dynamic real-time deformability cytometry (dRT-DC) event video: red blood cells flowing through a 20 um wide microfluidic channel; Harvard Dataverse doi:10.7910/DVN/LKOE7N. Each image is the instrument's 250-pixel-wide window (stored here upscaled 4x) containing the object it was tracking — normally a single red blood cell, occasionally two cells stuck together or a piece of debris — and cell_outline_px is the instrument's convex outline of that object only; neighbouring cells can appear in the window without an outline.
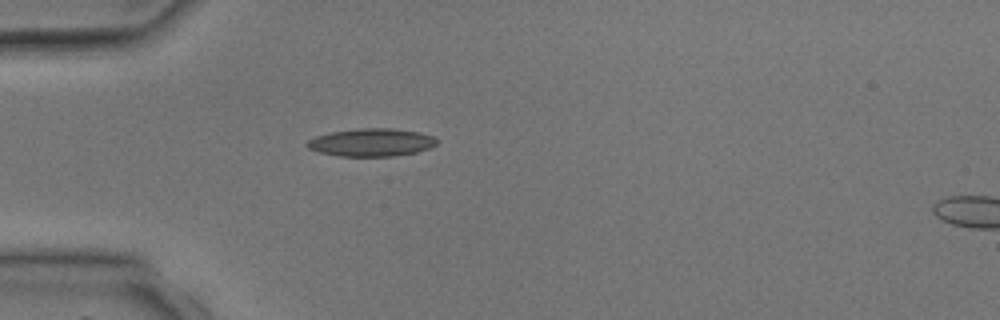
{"species": "common noctule bat (a hibernating species)", "species_latin": "Nyctalus noctula", "temperature_condition": "room temperature", "stored_images_in_passage": 4, "segment_of_instrument_passage": [1, 2], "camera_frame_rate_fps": 3000, "um_per_image_px": 0.085, "animal": {"sex": "male", "body_mass_g": 17.9, "forearm_length_mm": 54.2}, "frame": {"image": 1, "passage_image": 3, "time_ms": 2.667, "image_size_px": [1000, 320], "cell_outline_px": [[440, 140], [436, 144], [428, 148], [416, 152], [392, 156], [340, 156], [320, 152], [308, 148], [304, 144], [308, 140], [316, 136], [332, 132], [356, 128], [392, 128], [420, 132], [436, 136]], "centroid_in_image_um": [31.6, 12.09], "position_along_channel_um": 53.4, "area_um2": 21.15}}